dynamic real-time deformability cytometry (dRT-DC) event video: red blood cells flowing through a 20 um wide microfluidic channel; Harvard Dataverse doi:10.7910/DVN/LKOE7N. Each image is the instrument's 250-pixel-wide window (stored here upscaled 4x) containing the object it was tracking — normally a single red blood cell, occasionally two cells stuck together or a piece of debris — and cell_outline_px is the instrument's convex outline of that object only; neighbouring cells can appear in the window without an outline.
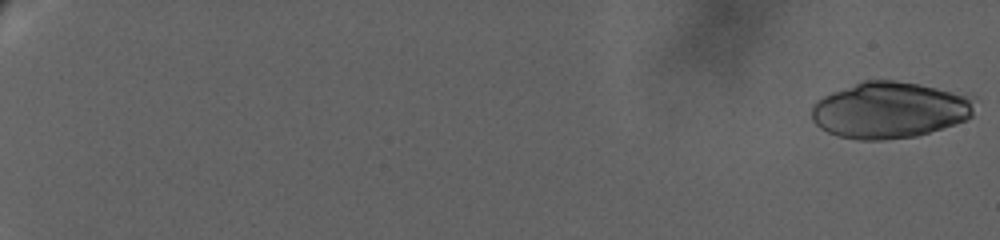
{"species": "human", "species_latin": "Homo sapiens", "temperature_condition": "warm", "stored_images_in_passage": 51, "camera_frame_rate_fps": 3000, "um_per_image_px": 0.085, "donor": {"sex": "female"}, "frame": {"image": 1, "passage_image": 1, "time_ms": 0.0, "image_size_px": [1000, 240], "cell_outline_px": [[976, 96], [972, 116], [968, 120], [956, 124], [916, 136], [884, 140], [860, 140], [840, 136], [828, 132], [820, 128], [812, 120], [812, 104], [816, 100], [832, 92], [864, 80], [892, 80], [920, 84]], "centroid_in_image_um": [75.66, 9.35], "position_along_channel_um": 9.3, "area_um2": 53.93}}
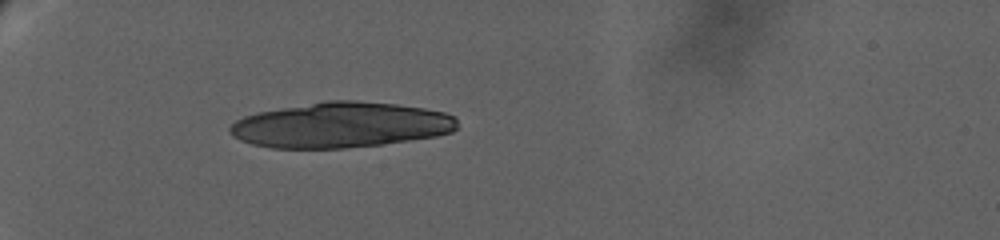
{"frame": {"image": 2, "passage_image": 20, "time_ms": 9.0, "image_size_px": [1000, 240], "cell_outline_px": [[456, 128], [452, 132], [436, 136], [412, 140], [380, 144], [344, 148], [272, 148], [252, 144], [240, 140], [232, 136], [228, 132], [228, 128], [236, 120], [244, 116], [256, 112], [328, 100], [356, 100], [396, 104], [424, 108], [444, 112], [456, 116]], "centroid_in_image_um": [28.95, 10.62], "position_along_channel_um": 56.1, "area_um2": 60.29}}